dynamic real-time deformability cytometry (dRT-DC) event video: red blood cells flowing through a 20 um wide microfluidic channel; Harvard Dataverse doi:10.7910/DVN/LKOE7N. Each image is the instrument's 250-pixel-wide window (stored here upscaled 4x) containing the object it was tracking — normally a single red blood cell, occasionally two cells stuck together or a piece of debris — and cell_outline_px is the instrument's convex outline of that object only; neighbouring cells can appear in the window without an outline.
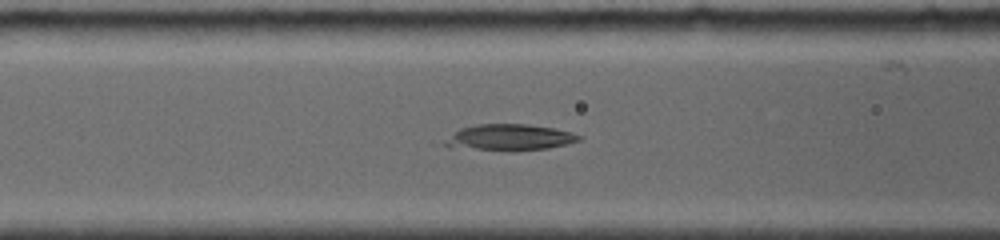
{"species": "common noctule bat (a hibernating species)", "species_latin": "Nyctalus noctula", "temperature_condition": "room temperature", "stored_images_in_passage": 30, "camera_frame_rate_fps": 4000, "um_per_image_px": 0.085, "animal": {"sex": "female", "body_mass_g": 19.0, "forearm_length_mm": 56.7}, "frame": {"image": 1, "passage_image": 14, "time_ms": 6.25, "image_size_px": [1000, 240], "cell_outline_px": [[584, 136], [580, 140], [568, 144], [548, 148], [476, 148], [444, 144], [452, 132], [460, 128], [476, 124], [524, 124], [552, 128], [572, 132]], "centroid_in_image_um": [43.41, 11.62], "position_along_channel_um": 123.2, "area_um2": 19.19}}
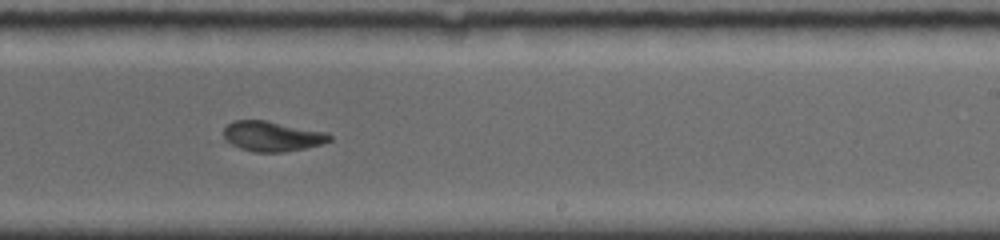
{"frame": {"image": 2, "passage_image": 21, "time_ms": 10.0, "image_size_px": [1000, 240], "cell_outline_px": [[332, 140], [320, 144], [304, 148], [284, 152], [252, 152], [240, 148], [232, 144], [224, 136], [224, 128], [228, 124], [236, 120], [268, 120], [328, 132], [332, 136]], "centroid_in_image_um": [23.17, 11.57], "position_along_channel_um": 265.8, "area_um2": 18.61}}
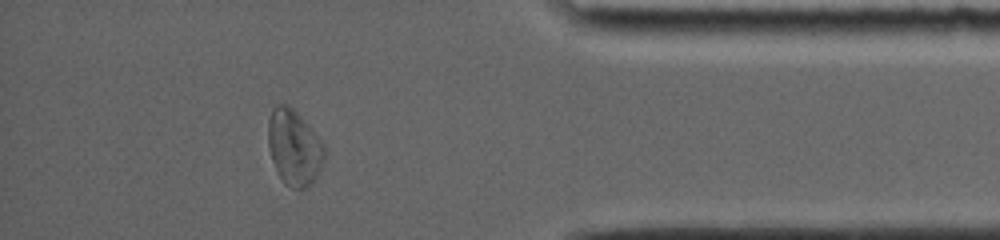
{"frame": {"image": 3, "passage_image": 28, "time_ms": 14.25, "image_size_px": [1000, 240], "cell_outline_px": [[324, 156], [320, 168], [312, 184], [308, 188], [292, 188], [284, 184], [272, 160], [268, 148], [268, 120], [272, 108], [276, 104], [288, 104], [300, 116], [324, 144]], "centroid_in_image_um": [24.97, 12.53], "position_along_channel_um": 410.2, "area_um2": 24.62}, "authors_computed_cell_mechanics": {"area_um2": 20.9525, "velocity_mm_per_s": 3.8245, "shape_relaxation_time_tau1_ms": 5.2275, "shape_relaxation_time_tau2_ms": null, "deformation_change_tau1": 0.2039, "deformation_change_tau2": null}}